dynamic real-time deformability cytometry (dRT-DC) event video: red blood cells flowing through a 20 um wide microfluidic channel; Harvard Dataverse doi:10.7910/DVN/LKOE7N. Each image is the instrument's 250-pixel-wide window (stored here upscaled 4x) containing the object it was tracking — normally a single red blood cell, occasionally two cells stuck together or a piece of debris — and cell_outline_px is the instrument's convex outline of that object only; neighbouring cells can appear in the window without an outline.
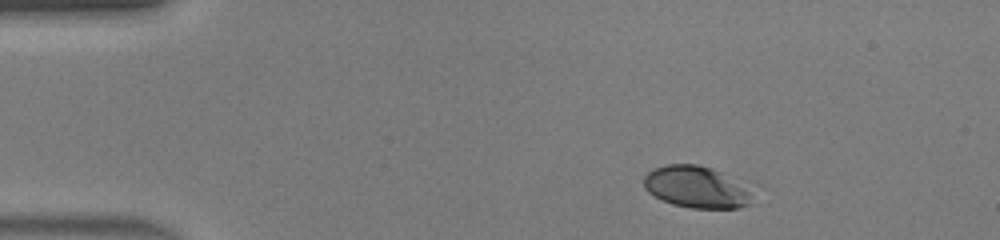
{"species": "human", "species_latin": "Homo sapiens", "temperature_condition": "warm", "stored_images_in_passage": 5, "segment_of_instrument_passage": [2, 2], "camera_frame_rate_fps": 3000, "um_per_image_px": 0.085, "donor": {"sex": "male"}, "frame": {"image": 1, "passage_image": 5, "time_ms": 1.333, "image_size_px": [1000, 240], "cell_outline_px": [[752, 204], [740, 208], [692, 208], [672, 204], [648, 192], [644, 188], [644, 176], [652, 168], [664, 164], [696, 164], [712, 168], [752, 188]], "centroid_in_image_um": [59.22, 15.9], "position_along_channel_um": 25.8, "area_um2": 26.7}}